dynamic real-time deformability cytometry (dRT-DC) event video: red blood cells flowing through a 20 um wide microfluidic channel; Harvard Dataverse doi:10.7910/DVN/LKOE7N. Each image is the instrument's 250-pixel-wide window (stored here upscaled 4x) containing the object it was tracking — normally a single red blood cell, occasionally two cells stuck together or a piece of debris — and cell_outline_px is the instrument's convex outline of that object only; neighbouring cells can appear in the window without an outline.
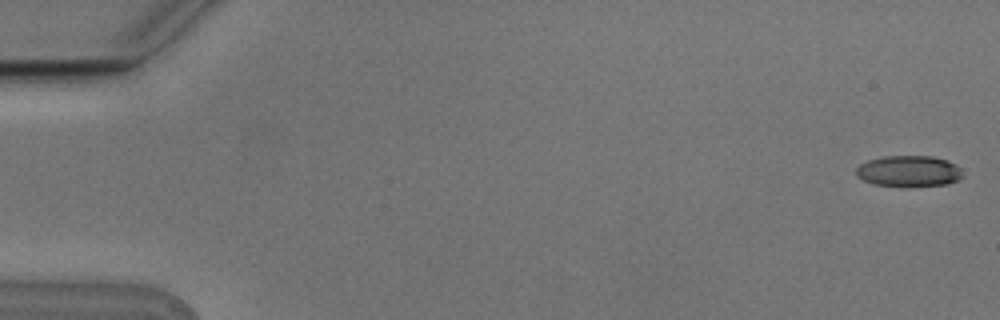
{"species": "Egyptian fruit bat (a non-hibernating species)", "species_latin": "Rousettus aegyptiacus", "temperature_condition": "cold", "stored_images_in_passage": 15, "camera_frame_rate_fps": 3000, "um_per_image_px": 0.085, "animal": {"sex": "male"}, "frame": {"image": 1, "passage_image": 1, "time_ms": 0.0, "image_size_px": [1000, 320], "cell_outline_px": [[964, 176], [960, 180], [948, 184], [872, 184], [856, 176], [856, 168], [860, 164], [868, 160], [884, 156], [932, 156], [948, 160], [956, 164], [960, 168]], "centroid_in_image_um": [77.28, 14.5], "position_along_channel_um": 7.7, "area_um2": 18.84}}
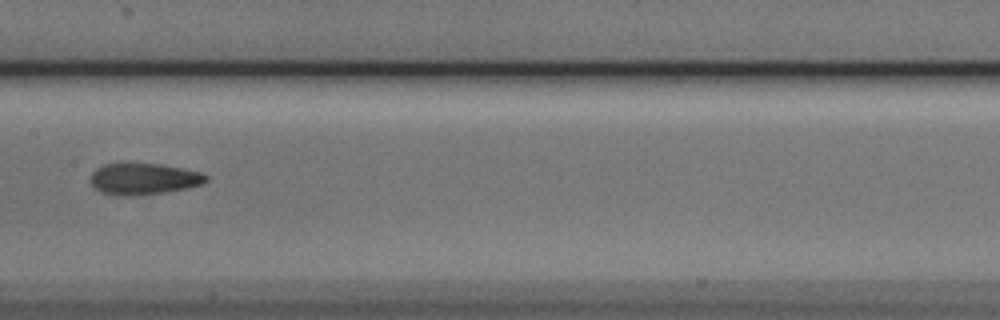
{"frame": {"image": 2, "passage_image": 8, "time_ms": 2.333, "image_size_px": [1000, 320], "cell_outline_px": [[208, 180], [204, 184], [188, 188], [164, 192], [128, 196], [116, 196], [100, 192], [92, 184], [92, 172], [96, 168], [104, 164], [160, 164], [204, 172], [208, 176]], "centroid_in_image_um": [12.26, 15.21], "position_along_channel_um": 195.1, "area_um2": 21.15}}
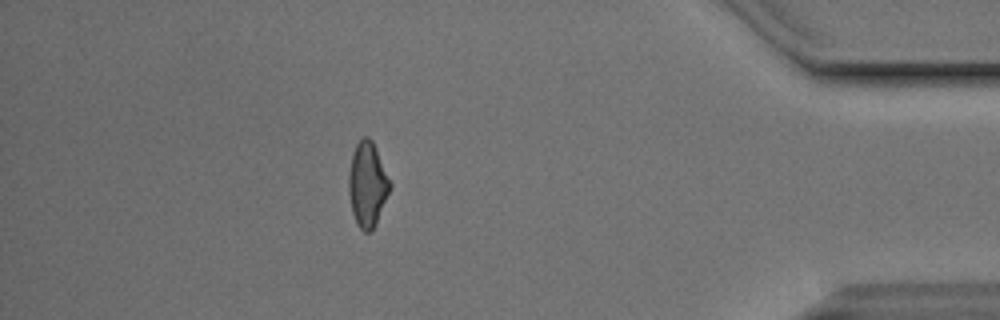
{"frame": {"image": 3, "passage_image": 14, "time_ms": 4.333, "image_size_px": [1000, 320], "cell_outline_px": [[392, 184], [376, 224], [372, 232], [364, 232], [356, 224], [352, 212], [348, 192], [348, 176], [352, 152], [356, 144], [364, 136], [368, 136], [372, 140], [376, 148]], "centroid_in_image_um": [31.22, 15.68], "position_along_channel_um": 404.0, "area_um2": 20.52}}